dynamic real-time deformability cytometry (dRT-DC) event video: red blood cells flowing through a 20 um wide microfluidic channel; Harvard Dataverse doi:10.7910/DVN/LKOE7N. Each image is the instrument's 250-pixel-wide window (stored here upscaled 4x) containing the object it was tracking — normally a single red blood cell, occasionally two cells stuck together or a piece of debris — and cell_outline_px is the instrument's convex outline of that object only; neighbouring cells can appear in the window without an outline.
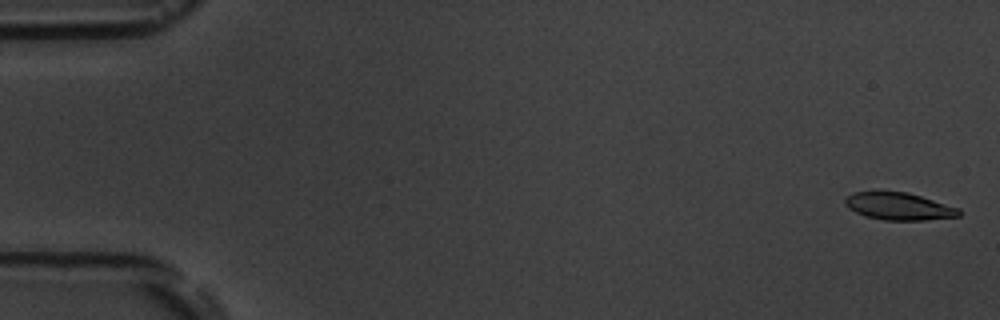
{"species": "common noctule bat (a hibernating species)", "species_latin": "Nyctalus noctula", "temperature_condition": "room temperature", "stored_images_in_passage": 6, "camera_frame_rate_fps": 3000, "um_per_image_px": 0.085, "animal": {"sex": "male", "body_mass_g": 19.5, "forearm_length_mm": 54.6}, "frame": {"image": 1, "passage_image": 1, "time_ms": 0.0, "image_size_px": [1000, 320], "cell_outline_px": [[960, 216], [924, 220], [884, 220], [864, 216], [848, 208], [844, 204], [844, 200], [848, 196], [856, 192], [908, 192], [960, 208]], "centroid_in_image_um": [76.41, 17.54], "position_along_channel_um": 8.6, "area_um2": 18.03}}
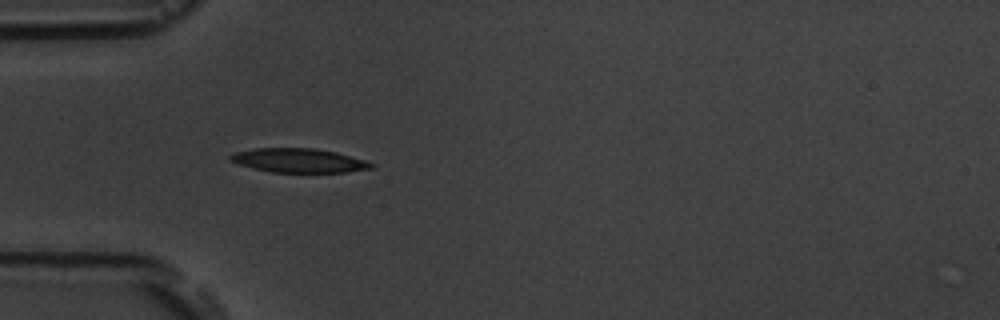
{"frame": {"image": 2, "passage_image": 5, "time_ms": 5.333, "image_size_px": [1000, 320], "cell_outline_px": [[376, 164], [372, 168], [344, 172], [272, 172], [252, 168], [228, 160], [228, 156], [236, 152], [256, 148], [312, 148], [336, 152], [364, 160]], "centroid_in_image_um": [25.38, 13.64], "position_along_channel_um": 59.6, "area_um2": 19.59}}
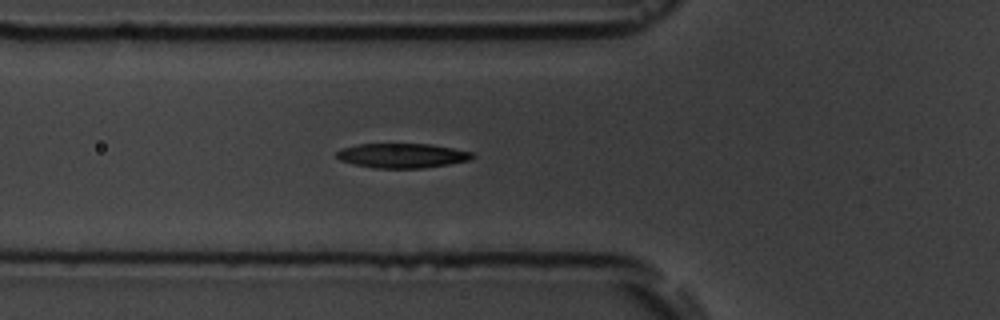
{"frame": {"image": 3, "passage_image": 6, "time_ms": 6.333, "image_size_px": [1000, 320], "cell_outline_px": [[476, 156], [468, 160], [448, 164], [424, 168], [372, 168], [352, 164], [340, 160], [336, 156], [336, 152], [340, 148], [356, 144], [432, 144], [472, 152]], "centroid_in_image_um": [34.14, 13.22], "position_along_channel_um": 91.7, "area_um2": 19.54}}